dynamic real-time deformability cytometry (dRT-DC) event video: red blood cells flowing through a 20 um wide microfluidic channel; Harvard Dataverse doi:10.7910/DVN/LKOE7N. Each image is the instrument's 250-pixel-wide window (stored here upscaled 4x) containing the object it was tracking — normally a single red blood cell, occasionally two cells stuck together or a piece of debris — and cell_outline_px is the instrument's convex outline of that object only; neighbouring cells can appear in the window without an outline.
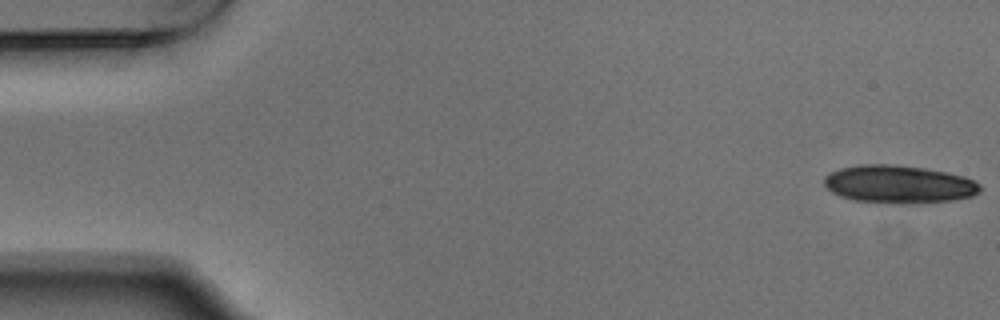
{"species": "Egyptian fruit bat (a non-hibernating species)", "species_latin": "Rousettus aegyptiacus", "temperature_condition": "warm", "stored_images_in_passage": 21, "camera_frame_rate_fps": 3000, "um_per_image_px": 0.085, "animal": {"sex": "male"}, "frame": {"image": 1, "passage_image": 1, "time_ms": 0.0, "image_size_px": [1000, 320], "cell_outline_px": [[980, 192], [972, 196], [952, 200], [916, 204], [892, 204], [852, 200], [840, 196], [832, 192], [824, 184], [824, 176], [840, 168], [860, 164], [896, 164], [924, 168], [948, 172], [964, 176], [980, 184]], "centroid_in_image_um": [76.4, 15.67], "position_along_channel_um": 8.6, "area_um2": 34.85}}
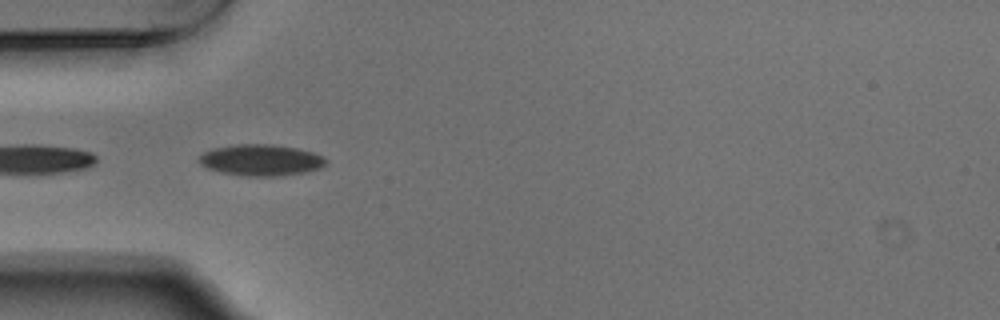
{"frame": {"image": 2, "passage_image": 17, "time_ms": 5.333, "image_size_px": [1000, 320], "cell_outline_px": [[328, 164], [320, 168], [304, 172], [280, 176], [244, 176], [220, 172], [208, 168], [200, 164], [196, 160], [204, 152], [212, 148], [236, 144], [272, 144], [296, 148], [312, 152], [324, 156], [328, 160]], "centroid_in_image_um": [22.19, 13.61], "position_along_channel_um": 62.8, "area_um2": 23.35}}